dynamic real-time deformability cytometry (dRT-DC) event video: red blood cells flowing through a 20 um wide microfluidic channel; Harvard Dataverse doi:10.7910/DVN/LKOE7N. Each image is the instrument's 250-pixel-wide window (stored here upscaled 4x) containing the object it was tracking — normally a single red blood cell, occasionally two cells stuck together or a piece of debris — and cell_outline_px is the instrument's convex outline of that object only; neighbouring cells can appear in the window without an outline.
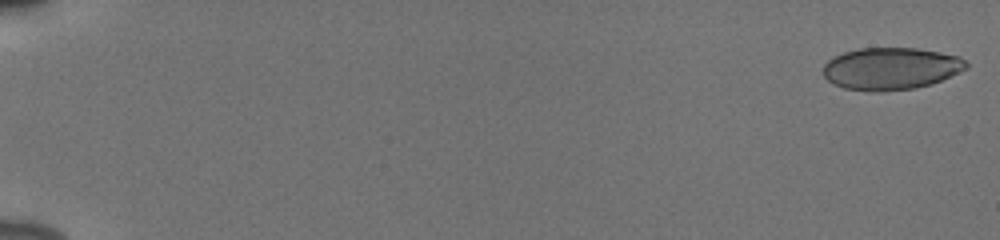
{"species": "human", "species_latin": "Homo sapiens", "temperature_condition": "cold", "stored_images_in_passage": 55, "camera_frame_rate_fps": 3000, "um_per_image_px": 0.085, "donor": {"sex": "male"}, "frame": {"image": 1, "passage_image": 1, "time_ms": 0.0, "image_size_px": [1000, 240], "cell_outline_px": [[968, 68], [960, 72], [932, 84], [916, 88], [880, 92], [876, 92], [844, 88], [828, 80], [824, 76], [824, 64], [832, 56], [844, 52], [860, 48], [916, 48], [940, 52], [960, 56], [968, 64]], "centroid_in_image_um": [75.74, 5.83], "position_along_channel_um": 9.3, "area_um2": 35.32}}
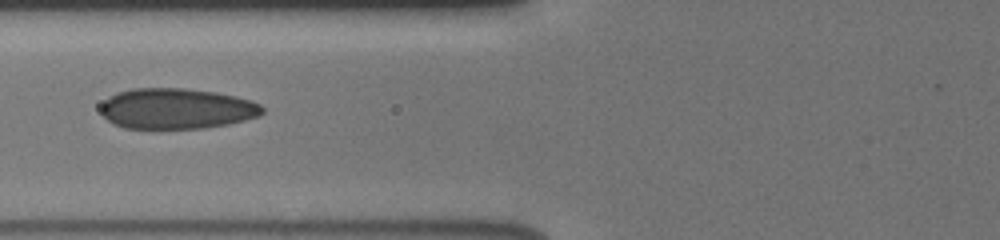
{"frame": {"image": 2, "passage_image": 24, "time_ms": 7.667, "image_size_px": [1000, 240], "cell_outline_px": [[264, 112], [260, 116], [228, 124], [204, 128], [124, 128], [112, 124], [100, 112], [100, 104], [108, 96], [116, 92], [132, 88], [184, 88], [216, 92], [236, 96], [252, 100], [260, 104], [264, 108]], "centroid_in_image_um": [14.99, 9.22], "position_along_channel_um": 110.8, "area_um2": 38.67}}
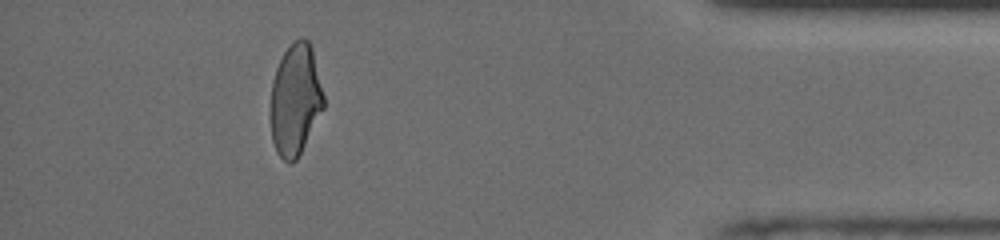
{"frame": {"image": 3, "passage_image": 50, "time_ms": 16.333, "image_size_px": [1000, 240], "cell_outline_px": [[324, 108], [296, 160], [292, 164], [288, 164], [276, 152], [272, 140], [268, 116], [272, 80], [276, 68], [284, 52], [296, 40], [308, 40], [312, 48], [324, 96]], "centroid_in_image_um": [25.06, 8.54], "position_along_channel_um": 410.1, "area_um2": 34.74}, "authors_computed_cell_mechanics": {"area_um2": 36.7608, "velocity_mm_per_s": 3.8897, "shape_relaxation_time_tau1_ms": null, "shape_relaxation_time_tau2_ms": 0.8398, "deformation_change_tau1": null, "deformation_change_tau2": 0.0703}}